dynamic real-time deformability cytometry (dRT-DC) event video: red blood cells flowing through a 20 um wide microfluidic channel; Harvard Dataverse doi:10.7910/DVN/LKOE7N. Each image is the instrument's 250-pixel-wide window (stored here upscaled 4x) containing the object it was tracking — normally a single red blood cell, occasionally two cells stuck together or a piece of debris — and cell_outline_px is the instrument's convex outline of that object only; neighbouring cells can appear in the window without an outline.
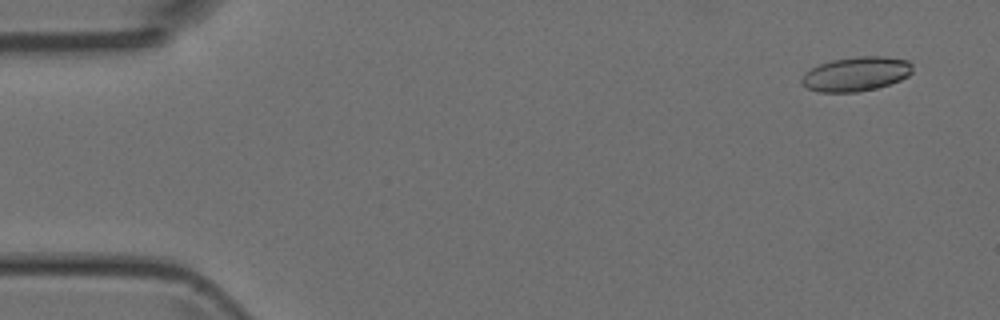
{"species": "Egyptian fruit bat (a non-hibernating species)", "species_latin": "Rousettus aegyptiacus", "temperature_condition": "room temperature", "stored_images_in_passage": 4, "camera_frame_rate_fps": 3000, "um_per_image_px": 0.085, "animal": {"sex": "female"}, "frame": {"image": 1, "passage_image": 1, "time_ms": 0.0, "image_size_px": [1000, 320], "cell_outline_px": [[912, 72], [908, 76], [900, 80], [876, 88], [856, 92], [816, 92], [808, 88], [800, 80], [812, 68], [820, 64], [832, 60], [856, 56], [884, 56], [908, 60], [912, 64]], "centroid_in_image_um": [72.8, 6.28], "position_along_channel_um": 12.2, "area_um2": 22.02}}
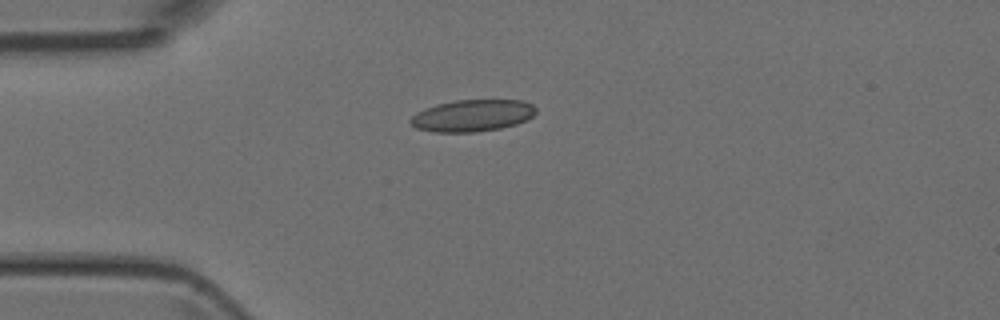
{"frame": {"image": 2, "passage_image": 4, "time_ms": 3.333, "image_size_px": [1000, 320], "cell_outline_px": [[536, 112], [532, 116], [516, 124], [500, 128], [476, 132], [432, 132], [416, 128], [408, 120], [416, 112], [436, 104], [456, 100], [524, 100], [532, 104], [536, 108]], "centroid_in_image_um": [40.13, 9.82], "position_along_channel_um": 44.9, "area_um2": 23.29}}